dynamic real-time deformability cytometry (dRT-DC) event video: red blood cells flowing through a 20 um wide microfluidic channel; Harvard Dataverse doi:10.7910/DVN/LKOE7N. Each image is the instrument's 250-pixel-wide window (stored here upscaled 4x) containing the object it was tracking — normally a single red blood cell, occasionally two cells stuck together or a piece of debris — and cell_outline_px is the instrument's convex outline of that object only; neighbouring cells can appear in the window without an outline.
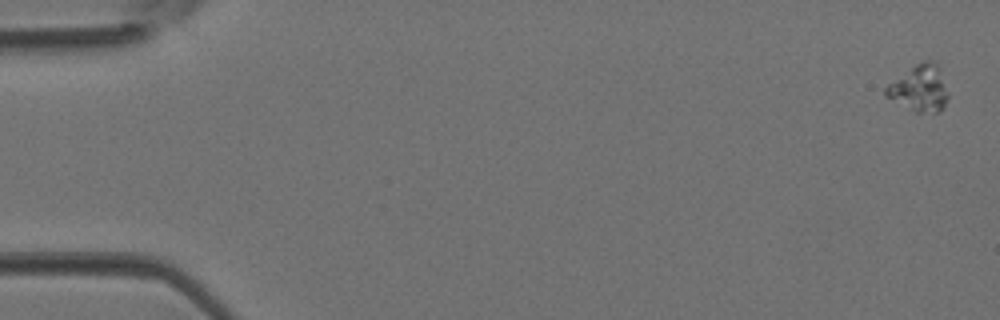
{"species": "Egyptian fruit bat (a non-hibernating species)", "species_latin": "Rousettus aegyptiacus", "temperature_condition": "room temperature", "stored_images_in_passage": 4, "segment_of_instrument_passage": [2, 2], "camera_frame_rate_fps": 3000, "um_per_image_px": 0.085, "animal": {"sex": "female"}, "frame": {"image": 1, "passage_image": 4, "time_ms": 1.0, "image_size_px": [1000, 320], "cell_outline_px": [[948, 96], [940, 112], [916, 112], [884, 96], [884, 88], [888, 84], [916, 64], [924, 60], [932, 60], [940, 68], [948, 92]], "centroid_in_image_um": [78.16, 7.5], "position_along_channel_um": 6.8, "area_um2": 16.65}}